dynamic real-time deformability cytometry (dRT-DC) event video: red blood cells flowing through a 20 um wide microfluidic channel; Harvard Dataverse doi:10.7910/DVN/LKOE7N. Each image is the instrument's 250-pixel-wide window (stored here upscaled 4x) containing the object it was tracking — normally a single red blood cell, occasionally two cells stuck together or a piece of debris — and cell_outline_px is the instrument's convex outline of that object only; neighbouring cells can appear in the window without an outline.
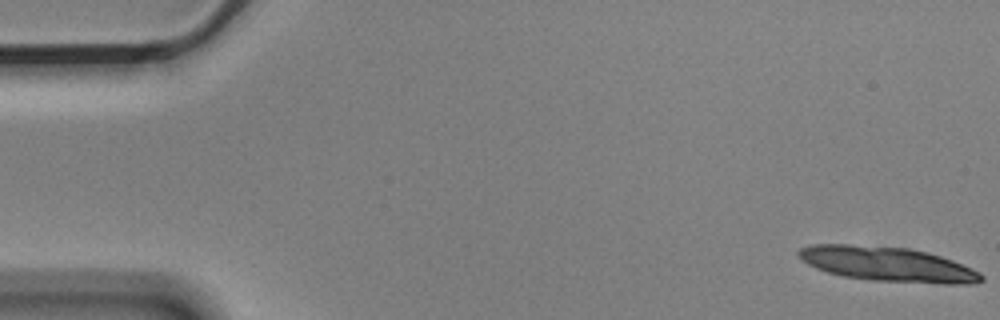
{"species": "Egyptian fruit bat (a non-hibernating species)", "species_latin": "Rousettus aegyptiacus", "temperature_condition": "cold", "stored_images_in_passage": 5, "camera_frame_rate_fps": 3000, "um_per_image_px": 0.085, "animal": {"sex": "male"}, "frame": {"image": 1, "passage_image": 1, "time_ms": 0.0, "image_size_px": [1000, 320], "cell_outline_px": [[984, 280], [972, 284], [948, 284], [872, 280], [844, 276], [828, 272], [816, 268], [808, 264], [796, 252], [800, 248], [812, 244], [848, 244], [908, 248], [928, 252], [952, 260], [980, 272], [984, 276]], "centroid_in_image_um": [75.47, 22.45], "position_along_channel_um": 9.5, "area_um2": 36.7}}